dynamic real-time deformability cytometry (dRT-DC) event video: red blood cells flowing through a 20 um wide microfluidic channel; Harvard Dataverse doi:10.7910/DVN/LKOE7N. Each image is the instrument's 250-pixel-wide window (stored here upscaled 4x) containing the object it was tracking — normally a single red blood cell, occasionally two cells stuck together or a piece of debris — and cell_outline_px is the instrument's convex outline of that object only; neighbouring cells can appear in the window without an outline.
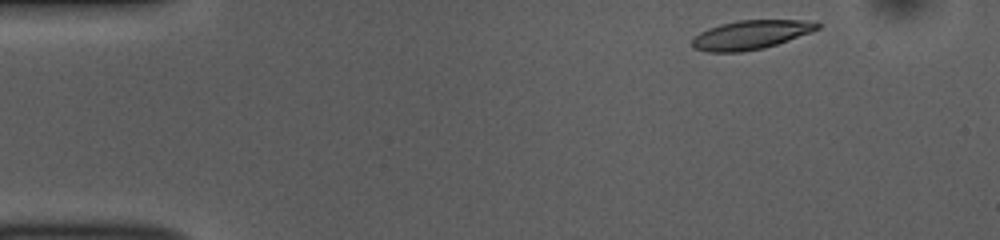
{"species": "common noctule bat (a hibernating species)", "species_latin": "Nyctalus noctula", "temperature_condition": "room temperature", "stored_images_in_passage": 48, "camera_frame_rate_fps": 3000, "um_per_image_px": 0.085, "animal": {"sex": "female", "body_mass_g": 10.0, "forearm_length_mm": 53.1}, "frame": {"image": 1, "passage_image": 1, "time_ms": 0.0, "image_size_px": [1000, 240], "cell_outline_px": [[820, 28], [776, 44], [764, 48], [740, 52], [708, 52], [692, 48], [692, 40], [700, 32], [708, 28], [720, 24], [740, 20], [800, 20], [820, 24]], "centroid_in_image_um": [63.74, 2.96], "position_along_channel_um": 21.3, "area_um2": 20.81}}
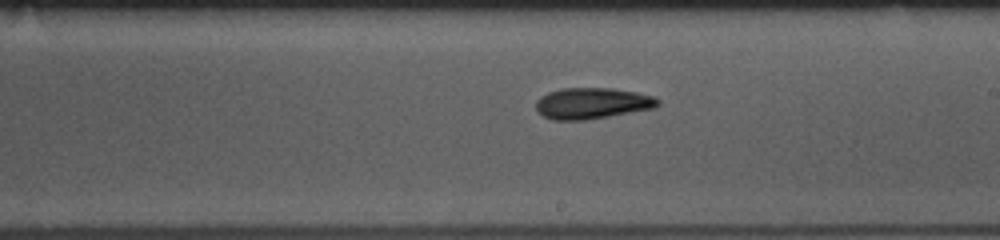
{"frame": {"image": 2, "passage_image": 25, "time_ms": 8.0, "image_size_px": [1000, 240], "cell_outline_px": [[660, 104], [652, 108], [608, 116], [584, 120], [552, 120], [544, 116], [536, 108], [536, 100], [540, 96], [548, 92], [560, 88], [612, 88], [636, 92], [652, 96], [660, 100]], "centroid_in_image_um": [50.3, 8.77], "position_along_channel_um": 238.7, "area_um2": 21.96}}
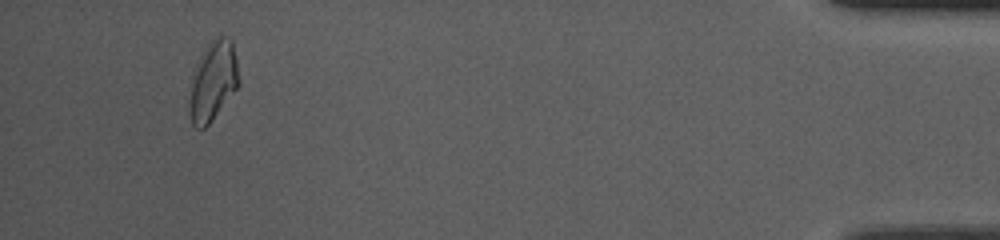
{"frame": {"image": 3, "passage_image": 45, "time_ms": 14.667, "image_size_px": [1000, 240], "cell_outline_px": [[240, 84], [208, 124], [204, 128], [196, 128], [192, 124], [188, 112], [192, 72], [204, 48], [216, 36], [228, 36], [232, 40], [240, 80]], "centroid_in_image_um": [18.09, 6.87], "position_along_channel_um": 417.1, "area_um2": 22.95}, "authors_computed_cell_mechanics": {"area_um2": 21.386, "velocity_mm_per_s": 3.7136, "shape_relaxation_time_tau1_ms": 6.1213, "shape_relaxation_time_tau2_ms": 2.6036, "deformation_change_tau1": 0.1864, "deformation_change_tau2": 0.1069}}